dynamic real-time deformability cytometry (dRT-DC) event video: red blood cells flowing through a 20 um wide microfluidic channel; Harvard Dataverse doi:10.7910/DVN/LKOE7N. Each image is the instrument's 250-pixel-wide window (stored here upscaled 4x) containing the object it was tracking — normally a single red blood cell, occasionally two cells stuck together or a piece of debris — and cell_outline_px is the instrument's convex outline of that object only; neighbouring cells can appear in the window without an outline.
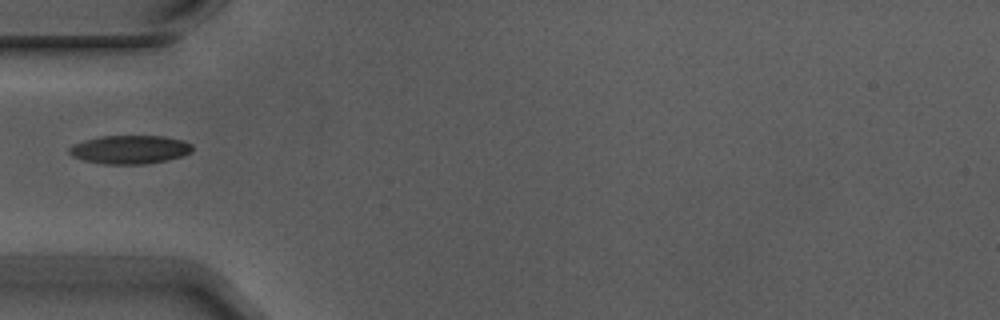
{"species": "Egyptian fruit bat (a non-hibernating species)", "species_latin": "Rousettus aegyptiacus", "temperature_condition": "warm", "stored_images_in_passage": 4, "camera_frame_rate_fps": 3000, "um_per_image_px": 0.085, "animal": {"sex": "male"}, "frame": {"image": 1, "passage_image": 3, "time_ms": 0.667, "image_size_px": [1000, 320], "cell_outline_px": [[192, 152], [184, 156], [168, 160], [148, 164], [104, 164], [84, 160], [72, 156], [68, 152], [68, 148], [72, 144], [84, 140], [100, 136], [164, 136], [184, 140], [192, 144]], "centroid_in_image_um": [11.05, 12.71], "position_along_channel_um": 73.9, "area_um2": 20.75}}